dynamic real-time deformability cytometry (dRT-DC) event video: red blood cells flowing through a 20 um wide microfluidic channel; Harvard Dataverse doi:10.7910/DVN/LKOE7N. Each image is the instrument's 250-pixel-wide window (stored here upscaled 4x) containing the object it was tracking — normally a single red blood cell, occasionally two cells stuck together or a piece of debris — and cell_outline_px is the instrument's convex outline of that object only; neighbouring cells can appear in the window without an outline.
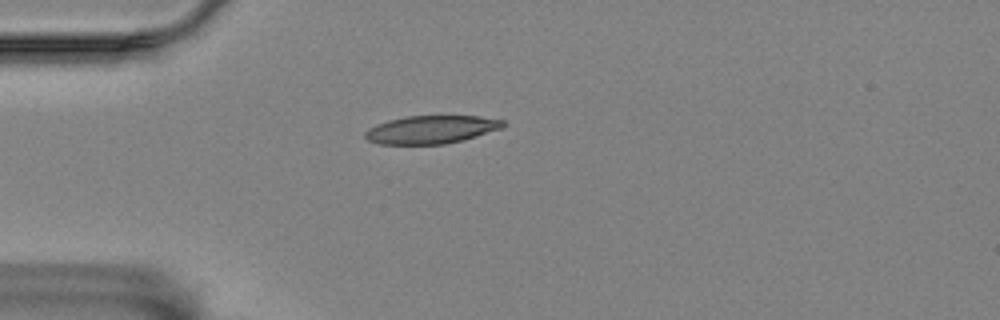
{"species": "Egyptian fruit bat (a non-hibernating species)", "species_latin": "Rousettus aegyptiacus", "temperature_condition": "room temperature", "stored_images_in_passage": 43, "camera_frame_rate_fps": 3000, "um_per_image_px": 0.085, "animal": {"sex": "female"}, "frame": {"image": 1, "passage_image": 1, "time_ms": 0.0, "image_size_px": [1000, 320], "cell_outline_px": [[508, 124], [504, 128], [476, 136], [444, 144], [380, 144], [368, 140], [364, 136], [364, 132], [368, 128], [376, 124], [388, 120], [404, 116], [480, 116], [504, 120]], "centroid_in_image_um": [36.67, 11.0], "position_along_channel_um": 48.3, "area_um2": 22.66}}
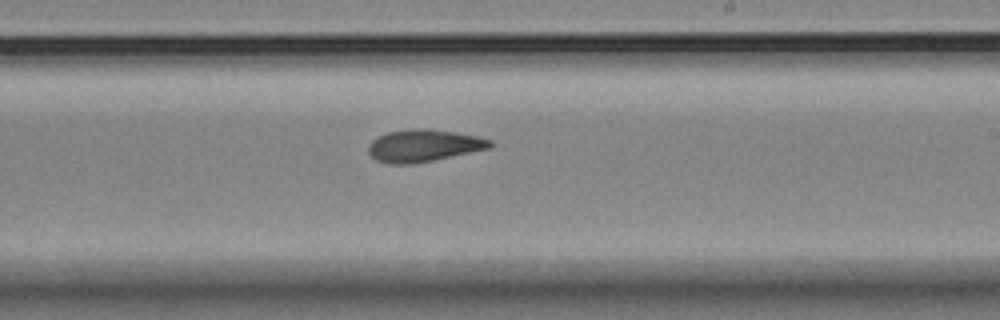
{"frame": {"image": 2, "passage_image": 20, "time_ms": 6.333, "image_size_px": [1000, 320], "cell_outline_px": [[492, 148], [412, 164], [388, 164], [376, 160], [368, 152], [368, 144], [376, 136], [388, 132], [408, 128], [428, 128], [476, 136], [492, 140]], "centroid_in_image_um": [35.97, 12.37], "position_along_channel_um": 253.0, "area_um2": 22.95}}
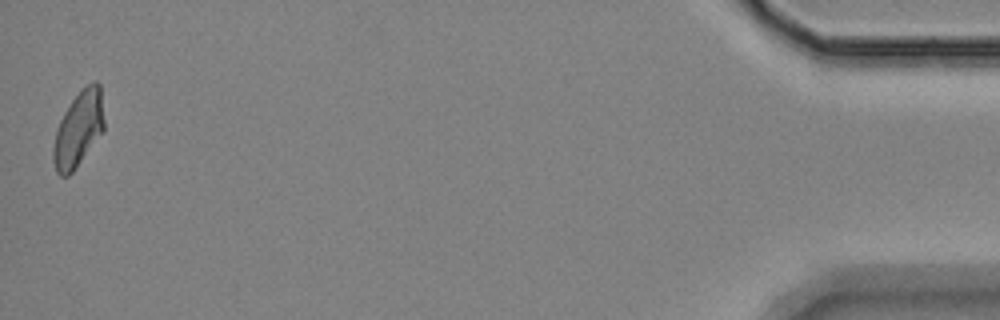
{"frame": {"image": 3, "passage_image": 43, "time_ms": 14.0, "image_size_px": [1000, 320], "cell_outline_px": [[104, 132], [72, 172], [68, 176], [60, 176], [56, 172], [52, 160], [52, 152], [56, 132], [60, 120], [64, 112], [72, 100], [92, 80], [96, 80], [100, 84], [104, 120]], "centroid_in_image_um": [6.68, 10.99], "position_along_channel_um": 428.5, "area_um2": 22.31}, "authors_computed_cell_mechanics": {"area_um2": 22.5998, "velocity_mm_per_s": 3.4407, "shape_relaxation_time_tau1_ms": 7.1704, "shape_relaxation_time_tau2_ms": 4.8315, "deformation_change_tau1": 0.1494, "deformation_change_tau2": 0.1186}}